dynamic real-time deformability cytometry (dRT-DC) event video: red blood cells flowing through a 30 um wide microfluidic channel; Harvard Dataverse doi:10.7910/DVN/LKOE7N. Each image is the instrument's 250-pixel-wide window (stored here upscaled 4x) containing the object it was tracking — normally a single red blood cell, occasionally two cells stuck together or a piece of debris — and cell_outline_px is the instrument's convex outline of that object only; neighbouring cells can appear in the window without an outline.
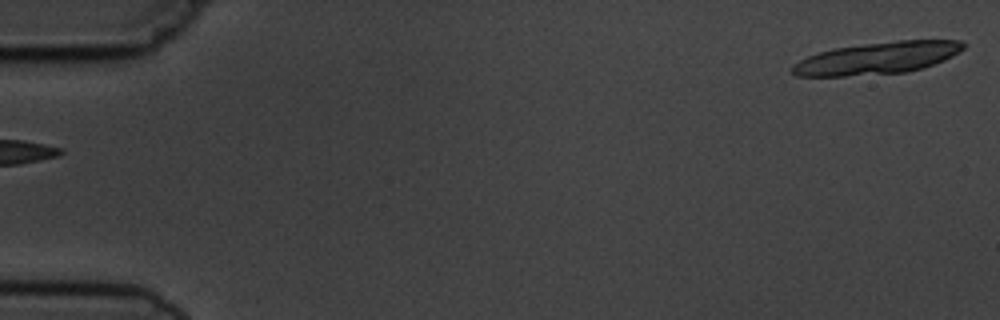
{"species": "common noctule bat (a hibernating species)", "species_latin": "Nyctalus noctula", "temperature_condition": "cold", "stored_images_in_passage": 6, "segment_of_instrument_passage": [2, 2], "camera_frame_rate_fps": 3000, "um_per_image_px": 0.085, "animal": {"sex": "male", "body_mass_g": 19.5, "forearm_length_mm": 54.6}, "frame": {"image": 1, "passage_image": 6, "time_ms": 6.0, "image_size_px": [1000, 320], "cell_outline_px": [[968, 44], [964, 48], [952, 56], [944, 60], [924, 68], [908, 72], [844, 76], [796, 76], [792, 72], [792, 64], [808, 56], [832, 48], [896, 40], [960, 40]], "centroid_in_image_um": [74.59, 4.93], "position_along_channel_um": 10.4, "area_um2": 32.02}}